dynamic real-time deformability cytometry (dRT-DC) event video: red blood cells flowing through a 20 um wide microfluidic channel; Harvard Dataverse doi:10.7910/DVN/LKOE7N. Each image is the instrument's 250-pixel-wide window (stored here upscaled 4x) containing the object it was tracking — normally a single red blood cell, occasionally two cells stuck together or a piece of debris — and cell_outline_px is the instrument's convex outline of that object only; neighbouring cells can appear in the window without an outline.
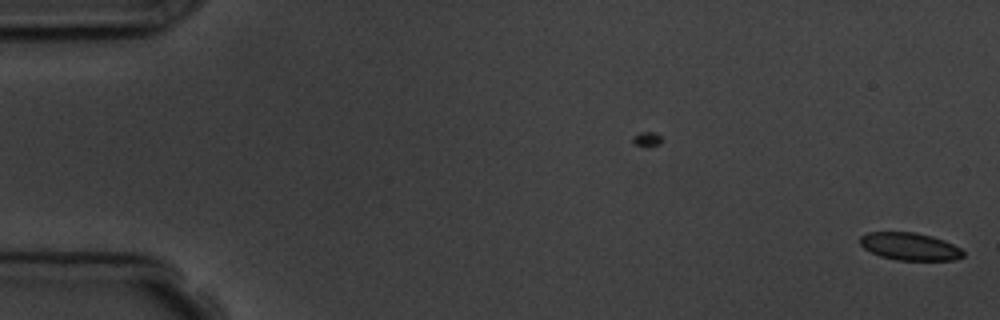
{"species": "common noctule bat (a hibernating species)", "species_latin": "Nyctalus noctula", "temperature_condition": "room temperature", "stored_images_in_passage": 3, "camera_frame_rate_fps": 3000, "um_per_image_px": 0.085, "animal": {"sex": "male", "body_mass_g": 19.5, "forearm_length_mm": 54.6}, "frame": {"image": 1, "passage_image": 1, "time_ms": 0.0, "image_size_px": [1000, 320], "cell_outline_px": [[964, 256], [956, 260], [896, 260], [880, 256], [864, 248], [860, 244], [860, 236], [868, 232], [916, 232], [932, 236], [944, 240], [960, 248], [964, 252]], "centroid_in_image_um": [77.34, 20.95], "position_along_channel_um": 7.7, "area_um2": 16.59}}